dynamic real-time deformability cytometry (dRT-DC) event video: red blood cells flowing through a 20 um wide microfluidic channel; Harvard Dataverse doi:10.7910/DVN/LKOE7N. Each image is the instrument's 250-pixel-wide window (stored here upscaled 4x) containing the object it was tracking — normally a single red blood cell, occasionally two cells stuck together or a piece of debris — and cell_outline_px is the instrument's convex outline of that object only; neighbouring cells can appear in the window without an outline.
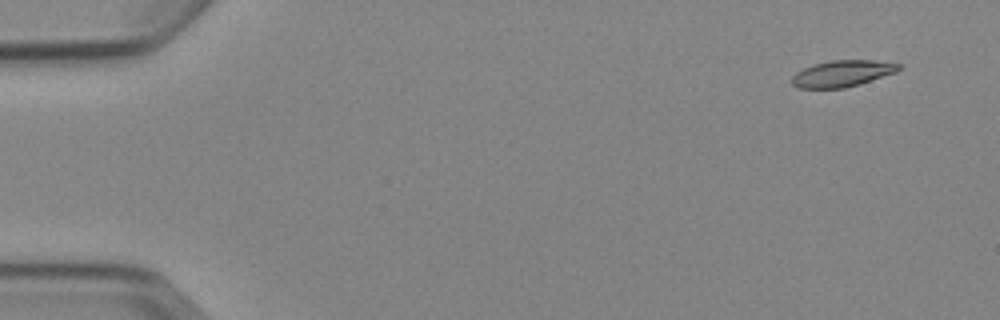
{"species": "Egyptian fruit bat (a non-hibernating species)", "species_latin": "Rousettus aegyptiacus", "temperature_condition": "cold", "stored_images_in_passage": 4, "camera_frame_rate_fps": 3000, "um_per_image_px": 0.085, "animal": {"sex": "female"}, "frame": {"image": 1, "passage_image": 1, "time_ms": 0.0, "image_size_px": [1000, 320], "cell_outline_px": [[904, 64], [896, 72], [860, 84], [844, 88], [800, 88], [792, 84], [792, 76], [796, 72], [812, 64], [832, 60], [872, 60]], "centroid_in_image_um": [71.61, 6.24], "position_along_channel_um": 13.4, "area_um2": 16.47}}
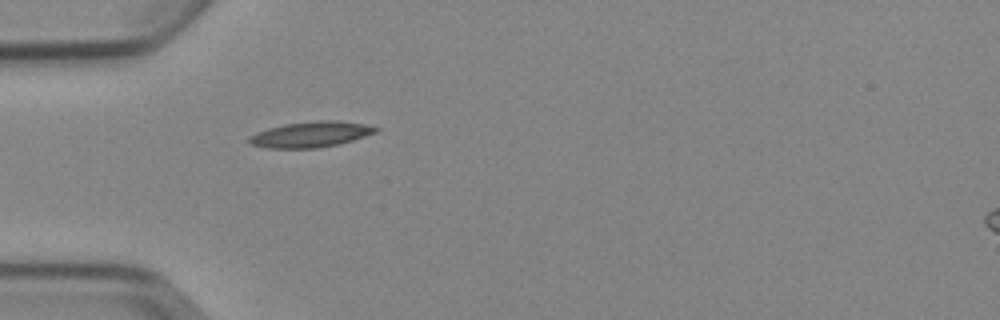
{"frame": {"image": 2, "passage_image": 4, "time_ms": 4.333, "image_size_px": [1000, 320], "cell_outline_px": [[380, 128], [376, 132], [340, 144], [320, 148], [268, 148], [248, 144], [248, 136], [256, 132], [268, 128], [284, 124], [316, 120], [336, 120], [364, 124]], "centroid_in_image_um": [26.37, 11.42], "position_along_channel_um": 58.6, "area_um2": 19.07}}